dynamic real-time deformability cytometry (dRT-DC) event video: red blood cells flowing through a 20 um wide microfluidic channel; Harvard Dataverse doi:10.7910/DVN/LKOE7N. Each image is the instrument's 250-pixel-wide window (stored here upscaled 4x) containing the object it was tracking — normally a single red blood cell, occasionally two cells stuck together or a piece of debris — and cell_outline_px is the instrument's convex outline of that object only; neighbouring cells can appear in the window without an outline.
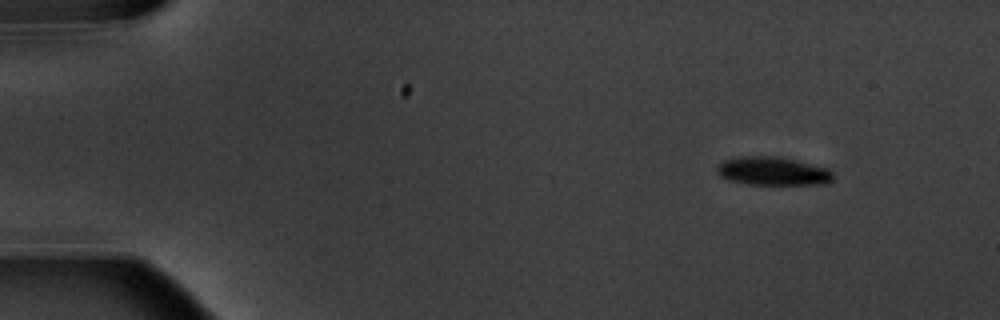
{"species": "common noctule bat (a hibernating species)", "species_latin": "Nyctalus noctula", "temperature_condition": "warm", "stored_images_in_passage": 4, "camera_frame_rate_fps": 3000, "um_per_image_px": 0.085, "animal": {"sex": "male", "body_mass_g": 20.1, "forearm_length_mm": 53.5}, "frame": {"image": 1, "passage_image": 1, "time_ms": 0.0, "image_size_px": [1000, 320], "cell_outline_px": [[832, 180], [828, 184], [748, 184], [728, 180], [720, 176], [716, 172], [716, 168], [724, 160], [740, 156], [780, 156], [828, 168], [832, 172]], "centroid_in_image_um": [65.68, 14.54], "position_along_channel_um": 19.3, "area_um2": 19.31}}
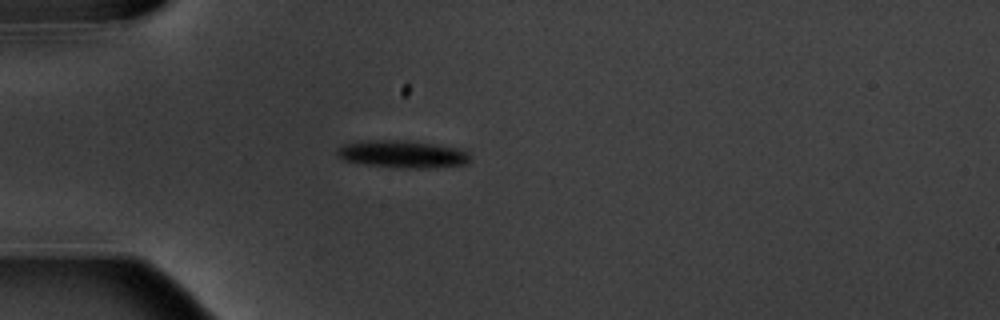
{"frame": {"image": 2, "passage_image": 4, "time_ms": 3.333, "image_size_px": [1000, 320], "cell_outline_px": [[472, 156], [464, 164], [436, 168], [400, 168], [364, 164], [344, 160], [336, 156], [336, 148], [344, 144], [360, 140], [408, 140], [436, 144], [456, 148], [468, 152]], "centroid_in_image_um": [34.17, 13.09], "position_along_channel_um": 50.8, "area_um2": 21.56}}